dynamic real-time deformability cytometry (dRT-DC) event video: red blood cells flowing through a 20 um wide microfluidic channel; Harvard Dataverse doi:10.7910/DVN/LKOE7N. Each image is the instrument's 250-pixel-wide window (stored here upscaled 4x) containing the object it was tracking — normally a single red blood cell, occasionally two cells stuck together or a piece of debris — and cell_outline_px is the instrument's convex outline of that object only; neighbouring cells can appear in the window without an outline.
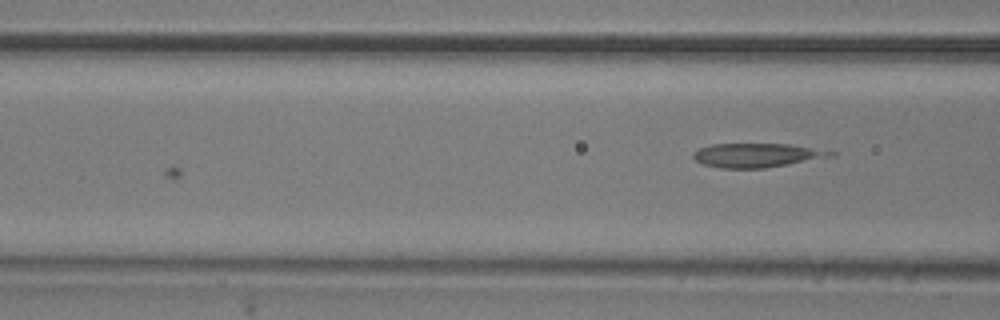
{"species": "common noctule bat (a hibernating species)", "species_latin": "Nyctalus noctula", "temperature_condition": "room temperature", "stored_images_in_passage": 6, "camera_frame_rate_fps": 3000, "um_per_image_px": 0.085, "animal": {"sex": "male", "body_mass_g": 20.5, "forearm_length_mm": 52.5}, "frame": {"image": 1, "passage_image": 6, "time_ms": 6.667, "image_size_px": [1000, 320], "cell_outline_px": [[836, 156], [764, 168], [720, 168], [704, 164], [696, 160], [692, 156], [692, 152], [700, 148], [712, 144], [788, 144], [836, 152]], "centroid_in_image_um": [64.32, 13.19], "position_along_channel_um": 102.3, "area_um2": 19.07}}